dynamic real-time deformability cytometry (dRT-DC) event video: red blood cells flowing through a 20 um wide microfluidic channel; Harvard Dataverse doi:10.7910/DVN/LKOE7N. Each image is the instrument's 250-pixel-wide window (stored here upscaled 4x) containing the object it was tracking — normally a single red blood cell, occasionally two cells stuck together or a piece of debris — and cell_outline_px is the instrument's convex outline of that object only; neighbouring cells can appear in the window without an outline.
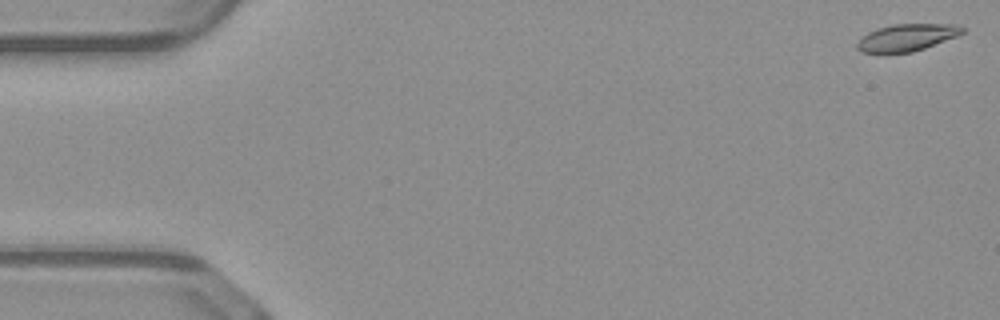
{"species": "common noctule bat (a hibernating species)", "species_latin": "Nyctalus noctula", "temperature_condition": "warm", "stored_images_in_passage": 51, "camera_frame_rate_fps": 3000, "um_per_image_px": 0.085, "animal": {"sex": "male", "body_mass_g": 23.1, "forearm_length_mm": 52.7}, "frame": {"image": 1, "passage_image": 1, "time_ms": 0.0, "image_size_px": [1000, 320], "cell_outline_px": [[964, 32], [956, 36], [924, 48], [912, 52], [884, 56], [880, 56], [860, 52], [856, 48], [856, 44], [868, 32], [876, 28], [892, 24], [960, 24], [964, 28]], "centroid_in_image_um": [76.99, 3.23], "position_along_channel_um": 8.0, "area_um2": 17.22}}
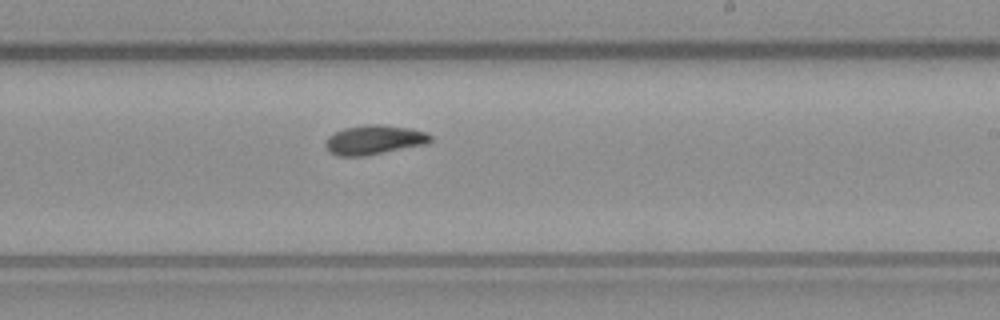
{"frame": {"image": 2, "passage_image": 30, "time_ms": 9.667, "image_size_px": [1000, 320], "cell_outline_px": [[432, 140], [428, 144], [364, 156], [336, 156], [328, 152], [324, 144], [324, 140], [328, 136], [344, 128], [368, 124], [380, 124], [412, 128], [424, 132], [432, 136]], "centroid_in_image_um": [31.79, 11.89], "position_along_channel_um": 257.2, "area_um2": 18.21}}
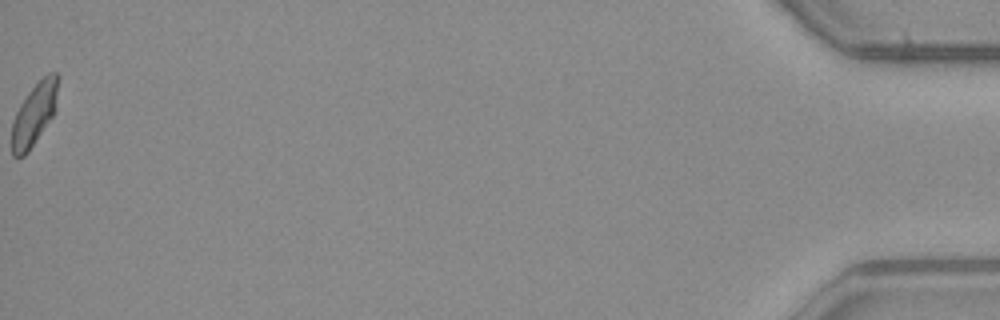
{"frame": {"image": 3, "passage_image": 51, "time_ms": 16.667, "image_size_px": [1000, 320], "cell_outline_px": [[60, 80], [56, 112], [28, 152], [24, 156], [12, 156], [12, 120], [20, 104], [28, 92], [48, 72], [56, 72], [60, 76]], "centroid_in_image_um": [2.96, 9.65], "position_along_channel_um": 432.2, "area_um2": 17.17}, "authors_computed_cell_mechanics": {"area_um2": 17.3978, "velocity_mm_per_s": 4.0843, "shape_relaxation_time_tau1_ms": 3.9294, "shape_relaxation_time_tau2_ms": 2.7586, "deformation_change_tau1": 0.1269, "deformation_change_tau2": 0.0648}}